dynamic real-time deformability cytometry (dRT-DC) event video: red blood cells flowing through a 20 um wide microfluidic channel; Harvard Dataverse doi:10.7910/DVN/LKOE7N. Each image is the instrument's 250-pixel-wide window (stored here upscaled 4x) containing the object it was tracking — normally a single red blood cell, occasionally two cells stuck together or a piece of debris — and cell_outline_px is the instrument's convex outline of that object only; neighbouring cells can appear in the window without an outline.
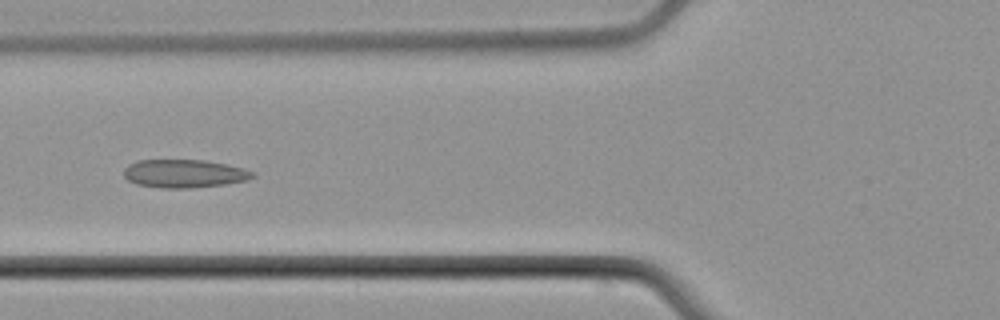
{"species": "common noctule bat (a hibernating species)", "species_latin": "Nyctalus noctula", "temperature_condition": "cold", "stored_images_in_passage": 6, "camera_frame_rate_fps": 3000, "um_per_image_px": 0.085, "animal": {"sex": "male", "body_mass_g": 21.5, "forearm_length_mm": 52.0}, "frame": {"image": 1, "passage_image": 4, "time_ms": 3.667, "image_size_px": [1000, 320], "cell_outline_px": [[256, 176], [248, 180], [224, 184], [192, 188], [160, 188], [136, 184], [128, 180], [124, 176], [124, 168], [128, 164], [136, 160], [204, 160], [228, 164], [244, 168], [256, 172]], "centroid_in_image_um": [15.68, 14.75], "position_along_channel_um": 110.1, "area_um2": 21.44}}
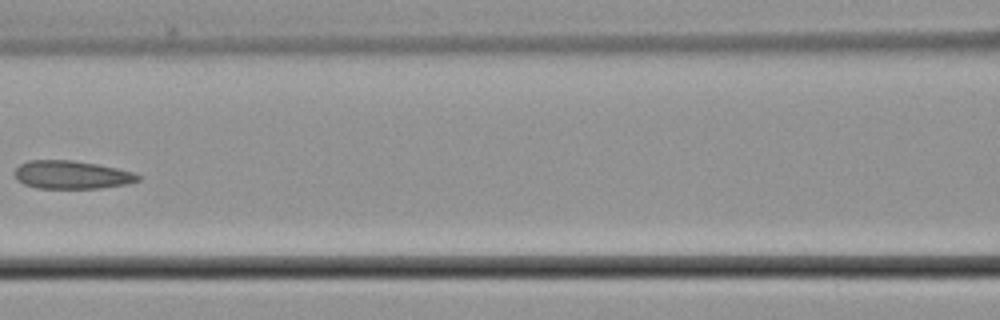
{"frame": {"image": 2, "passage_image": 5, "time_ms": 5.0, "image_size_px": [1000, 320], "cell_outline_px": [[140, 180], [128, 184], [100, 188], [36, 188], [24, 184], [16, 180], [16, 168], [20, 164], [28, 160], [72, 160], [96, 164], [116, 168], [132, 172], [140, 176]], "centroid_in_image_um": [6.08, 14.86], "position_along_channel_um": 160.5, "area_um2": 20.17}}
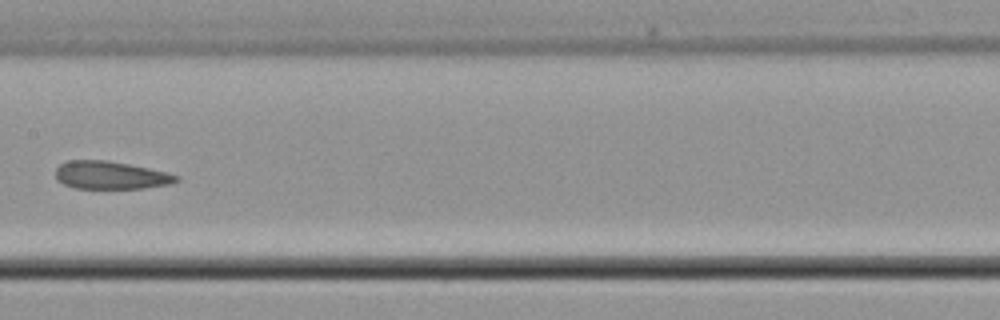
{"frame": {"image": 3, "passage_image": 6, "time_ms": 6.0, "image_size_px": [1000, 320], "cell_outline_px": [[180, 180], [172, 184], [140, 188], [76, 188], [64, 184], [56, 180], [56, 168], [60, 164], [68, 160], [104, 160], [128, 164], [148, 168], [180, 176]], "centroid_in_image_um": [9.39, 14.89], "position_along_channel_um": 198.0, "area_um2": 19.48}}